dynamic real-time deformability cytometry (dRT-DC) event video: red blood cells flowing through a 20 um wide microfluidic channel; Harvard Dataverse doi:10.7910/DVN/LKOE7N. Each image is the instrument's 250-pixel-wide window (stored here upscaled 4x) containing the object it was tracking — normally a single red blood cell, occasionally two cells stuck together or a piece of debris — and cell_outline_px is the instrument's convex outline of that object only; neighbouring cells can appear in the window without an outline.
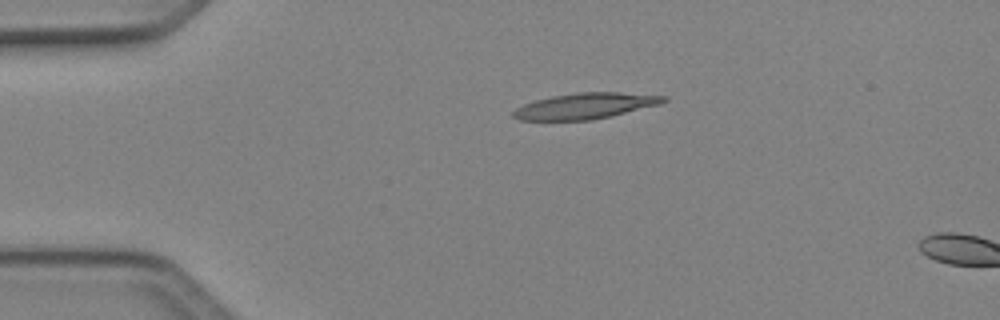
{"species": "Egyptian fruit bat (a non-hibernating species)", "species_latin": "Rousettus aegyptiacus", "temperature_condition": "cold", "stored_images_in_passage": 4, "camera_frame_rate_fps": 3000, "um_per_image_px": 0.085, "animal": {"sex": "female"}, "frame": {"image": 1, "passage_image": 1, "time_ms": 0.0, "image_size_px": [1000, 320], "cell_outline_px": [[668, 100], [660, 104], [612, 116], [592, 120], [520, 120], [512, 116], [512, 112], [516, 108], [524, 104], [536, 100], [552, 96], [576, 92], [620, 92], [668, 96]], "centroid_in_image_um": [49.77, 9.0], "position_along_channel_um": 35.2, "area_um2": 22.72}}